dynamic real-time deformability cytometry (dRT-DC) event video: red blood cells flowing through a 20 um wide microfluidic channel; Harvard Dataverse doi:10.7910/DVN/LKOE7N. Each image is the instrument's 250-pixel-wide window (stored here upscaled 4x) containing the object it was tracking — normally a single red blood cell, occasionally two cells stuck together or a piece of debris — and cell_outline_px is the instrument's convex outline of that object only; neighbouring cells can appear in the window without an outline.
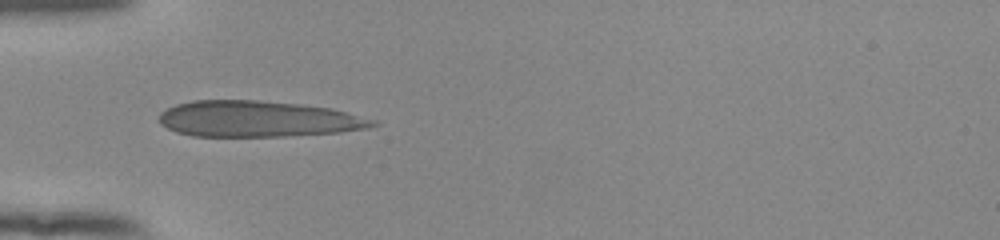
{"species": "human", "species_latin": "Homo sapiens", "temperature_condition": "room temperature", "stored_images_in_passage": 36, "camera_frame_rate_fps": 3000, "um_per_image_px": 0.085, "donor": {"sex": "female"}, "frame": {"image": 1, "passage_image": 1, "time_ms": 0.0, "image_size_px": [1000, 240], "cell_outline_px": [[380, 124], [368, 128], [340, 132], [284, 136], [192, 136], [176, 132], [160, 124], [160, 112], [176, 104], [192, 100], [256, 100], [300, 104], [332, 108], [376, 120]], "centroid_in_image_um": [21.93, 10.11], "position_along_channel_um": 63.1, "area_um2": 44.91}}
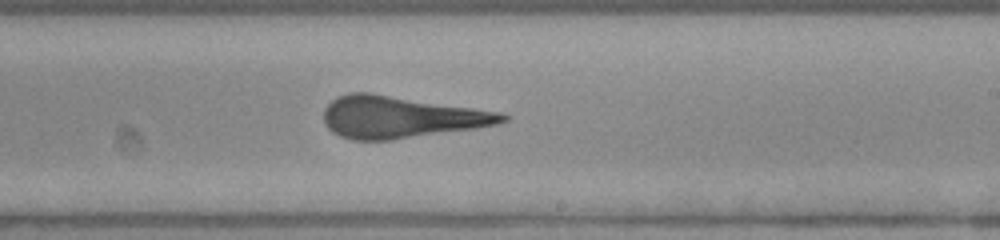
{"frame": {"image": 2, "passage_image": 16, "time_ms": 5.0, "image_size_px": [1000, 240], "cell_outline_px": [[512, 116], [508, 120], [496, 124], [476, 128], [392, 140], [352, 140], [340, 136], [332, 132], [324, 124], [324, 108], [336, 96], [348, 92], [368, 92], [500, 112]], "centroid_in_image_um": [34.02, 9.95], "position_along_channel_um": 255.0, "area_um2": 43.64}}
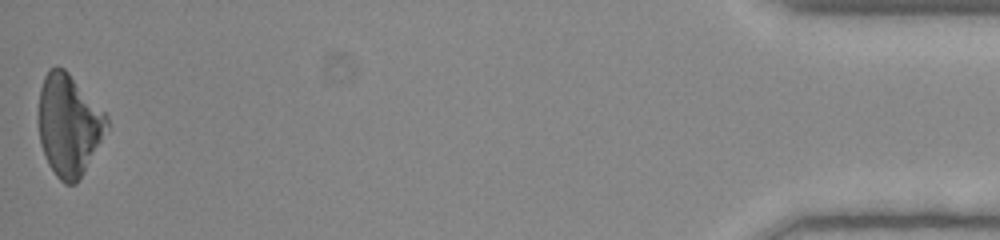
{"frame": {"image": 3, "passage_image": 36, "time_ms": 11.667, "image_size_px": [1000, 240], "cell_outline_px": [[108, 128], [76, 184], [64, 184], [56, 176], [48, 164], [40, 144], [36, 120], [36, 116], [40, 88], [44, 76], [48, 68], [56, 64], [64, 68], [68, 72], [108, 116]], "centroid_in_image_um": [5.78, 10.59], "position_along_channel_um": 429.4, "area_um2": 40.75}, "authors_computed_cell_mechanics": {"area_um2": 43.1766, "velocity_mm_per_s": 3.9198, "shape_relaxation_time_tau1_ms": 4.9857, "shape_relaxation_time_tau2_ms": 0.7964, "deformation_change_tau1": 0.184, "deformation_change_tau2": 0.0922}}